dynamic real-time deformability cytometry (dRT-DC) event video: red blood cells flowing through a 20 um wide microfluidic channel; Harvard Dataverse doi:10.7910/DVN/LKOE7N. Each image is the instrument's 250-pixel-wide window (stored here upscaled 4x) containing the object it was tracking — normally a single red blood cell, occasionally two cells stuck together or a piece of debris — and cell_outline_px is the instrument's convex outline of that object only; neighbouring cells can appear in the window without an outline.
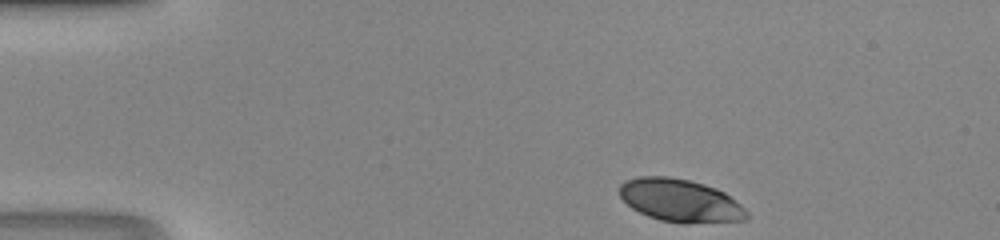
{"species": "human", "species_latin": "Homo sapiens", "temperature_condition": "room temperature", "stored_images_in_passage": 40, "camera_frame_rate_fps": 3000, "um_per_image_px": 0.085, "donor": {"sex": "male"}, "frame": {"image": 1, "passage_image": 1, "time_ms": 0.0, "image_size_px": [1000, 240], "cell_outline_px": [[748, 220], [684, 224], [660, 220], [648, 216], [632, 208], [620, 196], [620, 184], [624, 180], [640, 176], [668, 176], [688, 180], [704, 184], [716, 188], [724, 192], [740, 204], [748, 212]], "centroid_in_image_um": [57.83, 17.05], "position_along_channel_um": 27.2, "area_um2": 31.85}}
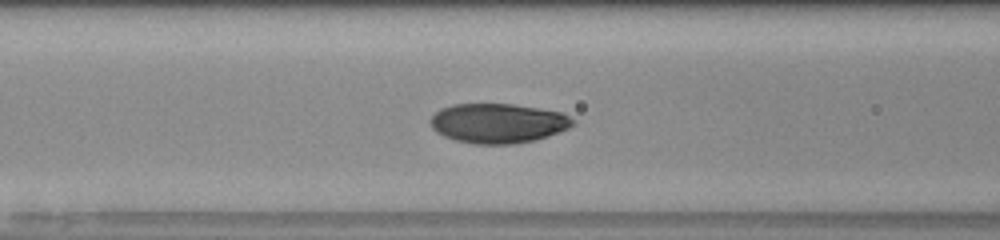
{"frame": {"image": 2, "passage_image": 13, "time_ms": 4.0, "image_size_px": [1000, 240], "cell_outline_px": [[576, 124], [560, 132], [536, 140], [512, 144], [476, 144], [456, 140], [444, 136], [436, 132], [432, 128], [428, 120], [440, 108], [452, 104], [512, 104], [560, 112], [576, 120]], "centroid_in_image_um": [42.32, 10.48], "position_along_channel_um": 124.3, "area_um2": 33.0}}
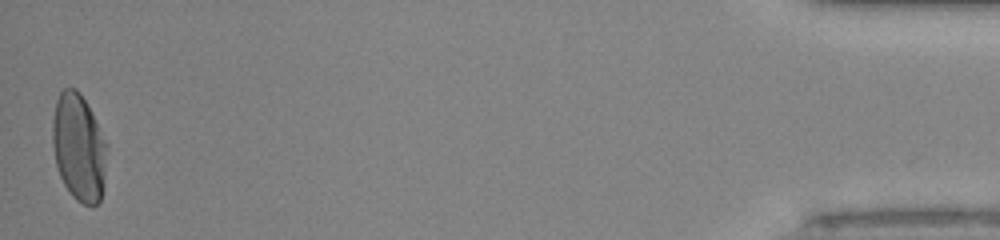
{"frame": {"image": 3, "passage_image": 40, "time_ms": 13.0, "image_size_px": [1000, 240], "cell_outline_px": [[108, 144], [104, 180], [100, 200], [92, 208], [76, 200], [72, 196], [64, 184], [60, 176], [56, 164], [52, 144], [52, 120], [56, 100], [60, 92], [64, 88], [76, 88], [80, 92]], "centroid_in_image_um": [6.69, 12.54], "position_along_channel_um": 428.5, "area_um2": 34.16}}